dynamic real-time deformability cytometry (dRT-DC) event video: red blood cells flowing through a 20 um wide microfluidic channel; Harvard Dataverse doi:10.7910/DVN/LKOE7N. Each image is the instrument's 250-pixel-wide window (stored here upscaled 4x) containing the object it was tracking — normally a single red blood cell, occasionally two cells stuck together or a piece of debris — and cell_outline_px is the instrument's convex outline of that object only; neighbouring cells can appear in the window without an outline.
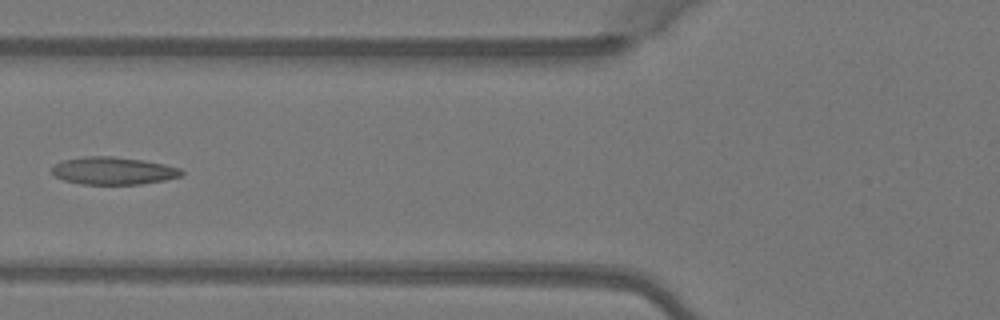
{"species": "Egyptian fruit bat (a non-hibernating species)", "species_latin": "Rousettus aegyptiacus", "temperature_condition": "warm", "stored_images_in_passage": 5, "camera_frame_rate_fps": 3000, "um_per_image_px": 0.085, "animal": {"sex": "female"}, "frame": {"image": 1, "passage_image": 5, "time_ms": 1.333, "image_size_px": [1000, 320], "cell_outline_px": [[184, 172], [180, 176], [164, 180], [140, 184], [80, 184], [64, 180], [56, 176], [52, 172], [52, 168], [56, 164], [64, 160], [84, 156], [112, 156], [144, 160], [164, 164], [180, 168]], "centroid_in_image_um": [9.64, 14.51], "position_along_channel_um": 116.2, "area_um2": 20.69}}